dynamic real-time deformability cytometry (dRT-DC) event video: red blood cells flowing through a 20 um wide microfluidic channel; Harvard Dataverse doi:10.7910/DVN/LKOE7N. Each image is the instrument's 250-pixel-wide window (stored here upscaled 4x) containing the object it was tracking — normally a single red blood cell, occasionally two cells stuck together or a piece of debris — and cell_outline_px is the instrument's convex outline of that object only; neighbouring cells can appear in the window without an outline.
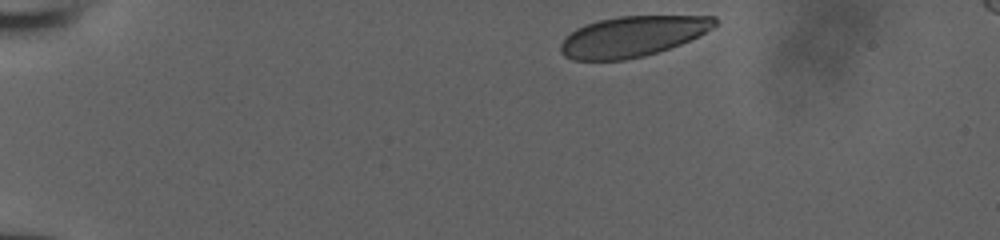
{"species": "human", "species_latin": "Homo sapiens", "temperature_condition": "room temperature", "stored_images_in_passage": 35, "camera_frame_rate_fps": 3000, "um_per_image_px": 0.085, "donor": {"sex": "male"}, "frame": {"image": 1, "passage_image": 1, "time_ms": 0.0, "image_size_px": [1000, 240], "cell_outline_px": [[716, 24], [712, 28], [680, 44], [644, 56], [624, 60], [572, 60], [564, 56], [560, 52], [560, 44], [576, 28], [584, 24], [600, 20], [620, 16], [716, 16]], "centroid_in_image_um": [53.72, 3.1], "position_along_channel_um": 31.3, "area_um2": 36.01}}
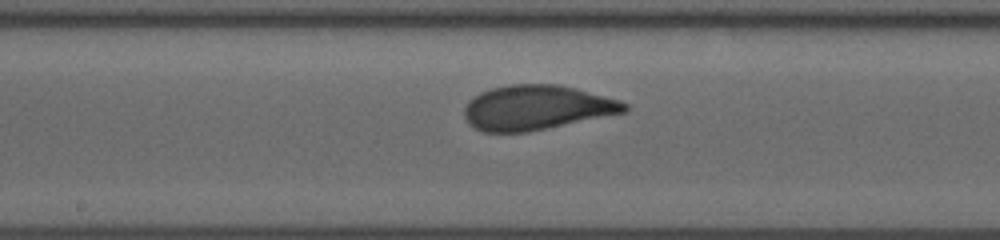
{"frame": {"image": 2, "passage_image": 20, "time_ms": 6.333, "image_size_px": [1000, 240], "cell_outline_px": [[628, 108], [624, 112], [528, 132], [484, 132], [468, 124], [464, 116], [464, 108], [468, 100], [472, 96], [480, 92], [492, 88], [508, 84], [556, 84], [576, 88], [620, 100], [628, 104]], "centroid_in_image_um": [45.56, 9.14], "position_along_channel_um": 202.6, "area_um2": 41.67}}
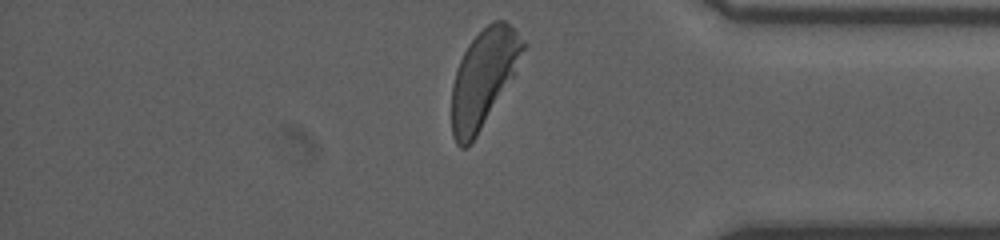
{"frame": {"image": 3, "passage_image": 35, "time_ms": 11.333, "image_size_px": [1000, 240], "cell_outline_px": [[528, 44], [516, 72], [476, 136], [464, 148], [460, 148], [456, 144], [452, 136], [452, 84], [456, 68], [468, 44], [492, 20], [504, 20]], "centroid_in_image_um": [41.11, 6.62], "position_along_channel_um": 394.1, "area_um2": 40.06}}